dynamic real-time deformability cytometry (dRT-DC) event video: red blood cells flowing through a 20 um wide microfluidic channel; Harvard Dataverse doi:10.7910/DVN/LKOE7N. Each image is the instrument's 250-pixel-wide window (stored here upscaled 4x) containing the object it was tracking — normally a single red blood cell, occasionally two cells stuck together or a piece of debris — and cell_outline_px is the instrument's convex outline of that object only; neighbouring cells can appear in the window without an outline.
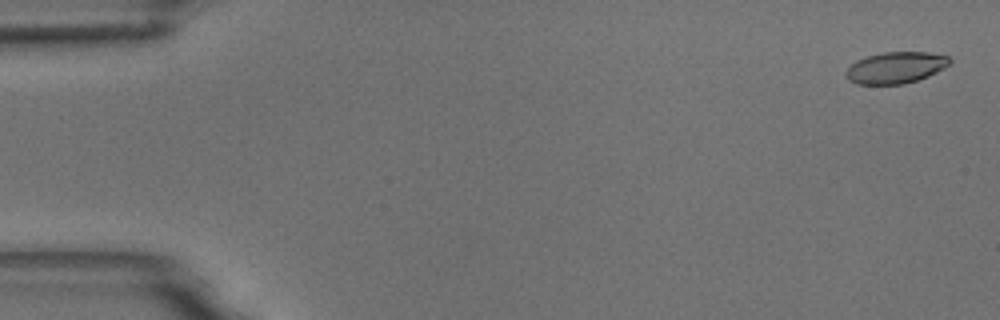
{"species": "common noctule bat (a hibernating species)", "species_latin": "Nyctalus noctula", "temperature_condition": "room temperature", "stored_images_in_passage": 5, "camera_frame_rate_fps": 3000, "um_per_image_px": 0.085, "animal": {"sex": "male", "body_mass_g": 18.8}, "frame": {"image": 1, "passage_image": 1, "time_ms": 0.0, "image_size_px": [1000, 320], "cell_outline_px": [[952, 64], [928, 76], [904, 84], [856, 84], [848, 80], [844, 72], [856, 60], [868, 56], [884, 52], [928, 52], [948, 56], [952, 60]], "centroid_in_image_um": [76.15, 5.75], "position_along_channel_um": 8.9, "area_um2": 19.07}}
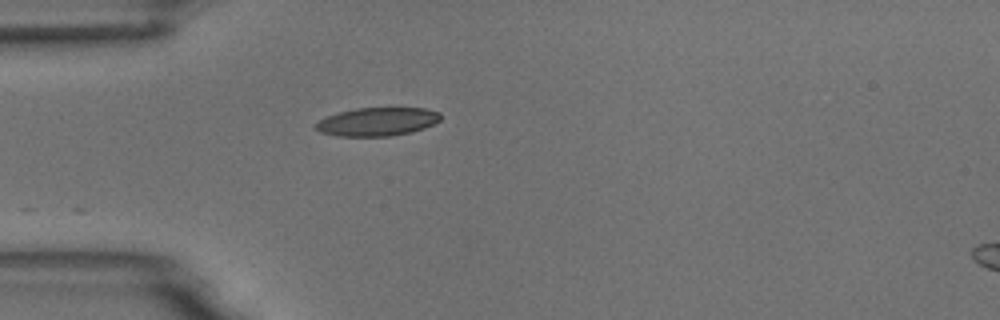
{"frame": {"image": 2, "passage_image": 5, "time_ms": 4.667, "image_size_px": [1000, 320], "cell_outline_px": [[440, 120], [424, 128], [412, 132], [392, 136], [336, 136], [320, 132], [312, 128], [312, 124], [328, 116], [340, 112], [356, 108], [424, 108], [440, 112]], "centroid_in_image_um": [32.03, 10.35], "position_along_channel_um": 53.0, "area_um2": 20.75}}